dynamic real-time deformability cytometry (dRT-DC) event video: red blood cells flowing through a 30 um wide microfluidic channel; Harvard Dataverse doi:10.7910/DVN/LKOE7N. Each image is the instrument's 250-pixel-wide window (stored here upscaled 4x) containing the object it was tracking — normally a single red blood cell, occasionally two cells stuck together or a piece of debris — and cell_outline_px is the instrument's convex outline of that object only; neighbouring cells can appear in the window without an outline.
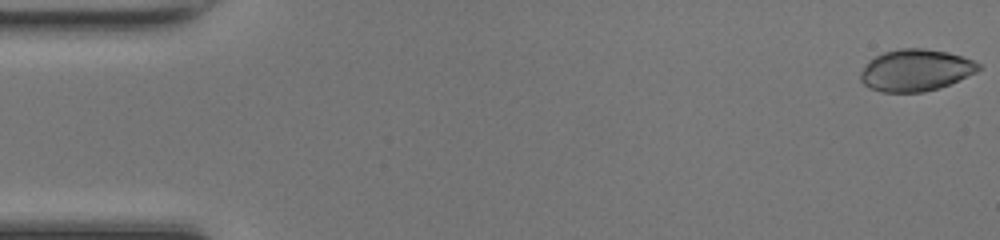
{"species": "common noctule bat (a hibernating species)", "species_latin": "Nyctalus noctula", "temperature_condition": "room temperature", "stored_images_in_passage": 48, "camera_frame_rate_fps": 3000, "um_per_image_px": 0.085, "animal": {"sex": "female", "body_mass_g": 17.0, "forearm_length_mm": 48.0}, "frame": {"image": 1, "passage_image": 1, "time_ms": 0.0, "image_size_px": [1000, 240], "cell_outline_px": [[980, 68], [976, 72], [940, 88], [924, 92], [880, 92], [868, 88], [860, 80], [860, 72], [868, 60], [884, 52], [900, 48], [924, 48], [948, 52], [972, 60], [980, 64]], "centroid_in_image_um": [77.79, 5.97], "position_along_channel_um": 7.2, "area_um2": 28.78}}
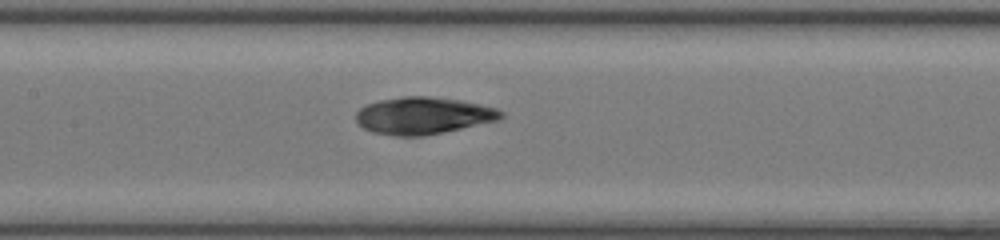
{"frame": {"image": 2, "passage_image": 23, "time_ms": 7.333, "image_size_px": [1000, 240], "cell_outline_px": [[504, 116], [500, 120], [444, 132], [424, 136], [396, 136], [372, 132], [364, 128], [356, 120], [356, 112], [360, 108], [368, 104], [380, 100], [404, 96], [428, 96], [460, 100], [480, 104], [496, 108], [504, 112]], "centroid_in_image_um": [36.0, 9.83], "position_along_channel_um": 171.4, "area_um2": 31.39}}
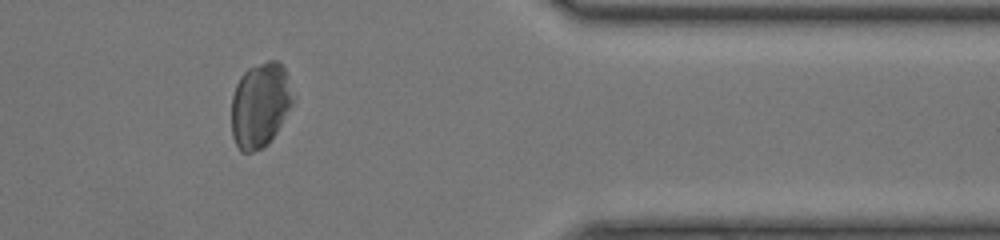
{"frame": {"image": 3, "passage_image": 40, "time_ms": 13.0, "image_size_px": [1000, 240], "cell_outline_px": [[292, 104], [276, 132], [268, 144], [264, 148], [252, 152], [240, 152], [232, 136], [232, 96], [236, 84], [240, 76], [248, 68], [268, 60], [276, 60], [284, 68], [292, 100]], "centroid_in_image_um": [22.06, 8.95], "position_along_channel_um": 389.3, "area_um2": 30.0}}